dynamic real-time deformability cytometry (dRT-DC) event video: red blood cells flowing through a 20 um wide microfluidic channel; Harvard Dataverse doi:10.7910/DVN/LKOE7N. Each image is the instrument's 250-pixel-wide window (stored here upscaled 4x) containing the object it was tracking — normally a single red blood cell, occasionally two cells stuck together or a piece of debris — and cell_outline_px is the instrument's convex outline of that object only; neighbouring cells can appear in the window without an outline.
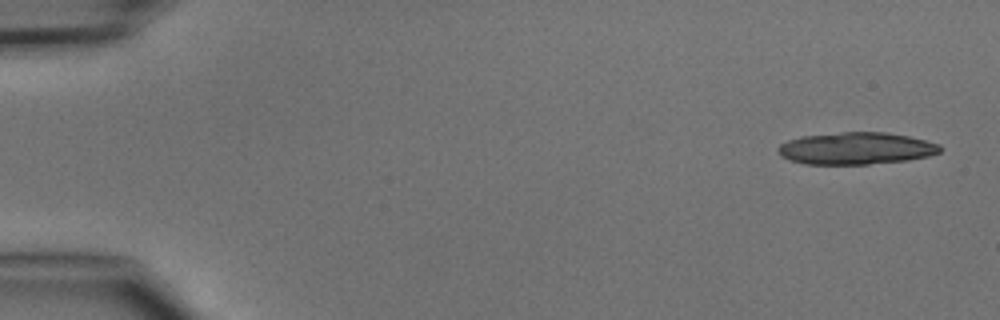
{"species": "common noctule bat (a hibernating species)", "species_latin": "Nyctalus noctula", "temperature_condition": "cold", "stored_images_in_passage": 5, "camera_frame_rate_fps": 3000, "um_per_image_px": 0.085, "animal": {"sex": "male", "body_mass_g": 15.6}, "frame": {"image": 1, "passage_image": 1, "time_ms": 0.0, "image_size_px": [1000, 320], "cell_outline_px": [[944, 148], [940, 152], [928, 156], [908, 160], [868, 164], [804, 164], [780, 156], [776, 148], [780, 144], [788, 140], [800, 136], [844, 132], [888, 132], [908, 136], [940, 144]], "centroid_in_image_um": [72.77, 12.61], "position_along_channel_um": 12.2, "area_um2": 30.4}}
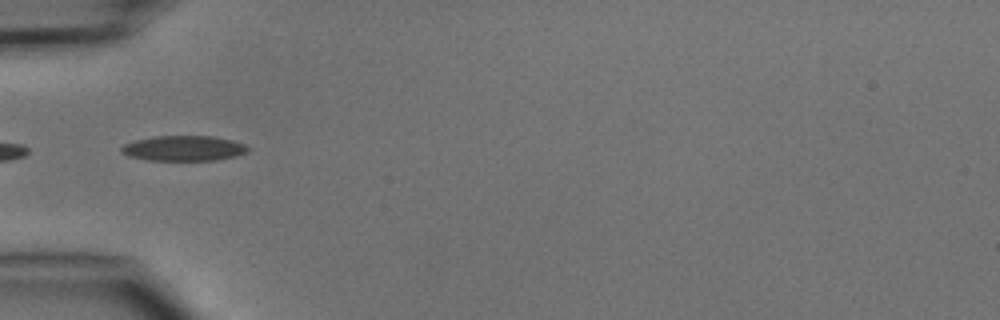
{"frame": {"image": 2, "passage_image": 5, "time_ms": 4.667, "image_size_px": [1000, 320], "cell_outline_px": [[248, 152], [236, 156], [216, 160], [144, 160], [128, 156], [120, 152], [120, 148], [124, 144], [136, 140], [152, 136], [212, 136], [232, 140], [244, 144], [248, 148]], "centroid_in_image_um": [15.58, 12.61], "position_along_channel_um": 69.4, "area_um2": 18.67}}